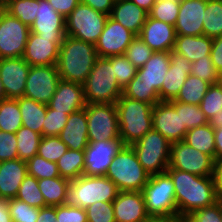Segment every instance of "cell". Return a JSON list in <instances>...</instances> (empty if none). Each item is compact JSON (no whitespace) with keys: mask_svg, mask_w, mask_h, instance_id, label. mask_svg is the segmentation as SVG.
Returning a JSON list of instances; mask_svg holds the SVG:
<instances>
[{"mask_svg":"<svg viewBox=\"0 0 222 222\" xmlns=\"http://www.w3.org/2000/svg\"><path fill=\"white\" fill-rule=\"evenodd\" d=\"M219 83L222 85V75H220Z\"/></svg>","mask_w":222,"mask_h":222,"instance_id":"89a4df30","label":"cell"},{"mask_svg":"<svg viewBox=\"0 0 222 222\" xmlns=\"http://www.w3.org/2000/svg\"><path fill=\"white\" fill-rule=\"evenodd\" d=\"M30 27L0 4V59L23 57Z\"/></svg>","mask_w":222,"mask_h":222,"instance_id":"8fae6325","label":"cell"},{"mask_svg":"<svg viewBox=\"0 0 222 222\" xmlns=\"http://www.w3.org/2000/svg\"><path fill=\"white\" fill-rule=\"evenodd\" d=\"M112 204L116 222H147L151 219L141 191H119Z\"/></svg>","mask_w":222,"mask_h":222,"instance_id":"d6986e66","label":"cell"},{"mask_svg":"<svg viewBox=\"0 0 222 222\" xmlns=\"http://www.w3.org/2000/svg\"><path fill=\"white\" fill-rule=\"evenodd\" d=\"M67 150L68 147L60 140L59 136H42L37 155L48 161L57 162Z\"/></svg>","mask_w":222,"mask_h":222,"instance_id":"f6af8a7d","label":"cell"},{"mask_svg":"<svg viewBox=\"0 0 222 222\" xmlns=\"http://www.w3.org/2000/svg\"><path fill=\"white\" fill-rule=\"evenodd\" d=\"M203 35L212 39L222 36V0H207L203 16Z\"/></svg>","mask_w":222,"mask_h":222,"instance_id":"d590c367","label":"cell"},{"mask_svg":"<svg viewBox=\"0 0 222 222\" xmlns=\"http://www.w3.org/2000/svg\"><path fill=\"white\" fill-rule=\"evenodd\" d=\"M3 8L22 23L31 27L37 13V0H5Z\"/></svg>","mask_w":222,"mask_h":222,"instance_id":"74e56055","label":"cell"},{"mask_svg":"<svg viewBox=\"0 0 222 222\" xmlns=\"http://www.w3.org/2000/svg\"><path fill=\"white\" fill-rule=\"evenodd\" d=\"M166 172L174 183L178 220H183L193 211L211 206L221 199L213 176H197L173 168H168Z\"/></svg>","mask_w":222,"mask_h":222,"instance_id":"6da1fadb","label":"cell"},{"mask_svg":"<svg viewBox=\"0 0 222 222\" xmlns=\"http://www.w3.org/2000/svg\"><path fill=\"white\" fill-rule=\"evenodd\" d=\"M27 175V163L25 161L12 159L0 162V198H15Z\"/></svg>","mask_w":222,"mask_h":222,"instance_id":"484cf974","label":"cell"},{"mask_svg":"<svg viewBox=\"0 0 222 222\" xmlns=\"http://www.w3.org/2000/svg\"><path fill=\"white\" fill-rule=\"evenodd\" d=\"M199 106L208 120L222 114V85L219 82L209 86Z\"/></svg>","mask_w":222,"mask_h":222,"instance_id":"b9f144b4","label":"cell"},{"mask_svg":"<svg viewBox=\"0 0 222 222\" xmlns=\"http://www.w3.org/2000/svg\"><path fill=\"white\" fill-rule=\"evenodd\" d=\"M207 0H182L175 24L176 35H203V16Z\"/></svg>","mask_w":222,"mask_h":222,"instance_id":"7402d4cb","label":"cell"},{"mask_svg":"<svg viewBox=\"0 0 222 222\" xmlns=\"http://www.w3.org/2000/svg\"><path fill=\"white\" fill-rule=\"evenodd\" d=\"M87 222H116L112 202H95L85 209Z\"/></svg>","mask_w":222,"mask_h":222,"instance_id":"816d5d0a","label":"cell"},{"mask_svg":"<svg viewBox=\"0 0 222 222\" xmlns=\"http://www.w3.org/2000/svg\"><path fill=\"white\" fill-rule=\"evenodd\" d=\"M208 124L213 129H221L222 128V114L214 115L210 120H208Z\"/></svg>","mask_w":222,"mask_h":222,"instance_id":"03108f58","label":"cell"},{"mask_svg":"<svg viewBox=\"0 0 222 222\" xmlns=\"http://www.w3.org/2000/svg\"><path fill=\"white\" fill-rule=\"evenodd\" d=\"M183 222H222V199L211 206L193 211Z\"/></svg>","mask_w":222,"mask_h":222,"instance_id":"681fc988","label":"cell"},{"mask_svg":"<svg viewBox=\"0 0 222 222\" xmlns=\"http://www.w3.org/2000/svg\"><path fill=\"white\" fill-rule=\"evenodd\" d=\"M215 136V162L222 161V128L214 129Z\"/></svg>","mask_w":222,"mask_h":222,"instance_id":"6125c7cd","label":"cell"},{"mask_svg":"<svg viewBox=\"0 0 222 222\" xmlns=\"http://www.w3.org/2000/svg\"><path fill=\"white\" fill-rule=\"evenodd\" d=\"M213 177L215 181L216 191L222 199V161L215 162Z\"/></svg>","mask_w":222,"mask_h":222,"instance_id":"94428289","label":"cell"},{"mask_svg":"<svg viewBox=\"0 0 222 222\" xmlns=\"http://www.w3.org/2000/svg\"><path fill=\"white\" fill-rule=\"evenodd\" d=\"M119 190L106 176L81 175L70 180L64 205L86 209L95 202H113Z\"/></svg>","mask_w":222,"mask_h":222,"instance_id":"277c9868","label":"cell"},{"mask_svg":"<svg viewBox=\"0 0 222 222\" xmlns=\"http://www.w3.org/2000/svg\"><path fill=\"white\" fill-rule=\"evenodd\" d=\"M70 180L61 176L38 180V187L47 206L64 205Z\"/></svg>","mask_w":222,"mask_h":222,"instance_id":"4dcf8cb0","label":"cell"},{"mask_svg":"<svg viewBox=\"0 0 222 222\" xmlns=\"http://www.w3.org/2000/svg\"><path fill=\"white\" fill-rule=\"evenodd\" d=\"M191 62L183 55L170 51V66L159 91L160 101L174 100L191 72Z\"/></svg>","mask_w":222,"mask_h":222,"instance_id":"44dd1931","label":"cell"},{"mask_svg":"<svg viewBox=\"0 0 222 222\" xmlns=\"http://www.w3.org/2000/svg\"><path fill=\"white\" fill-rule=\"evenodd\" d=\"M181 119L187 131L208 124V119L199 105L181 103Z\"/></svg>","mask_w":222,"mask_h":222,"instance_id":"f907efd6","label":"cell"},{"mask_svg":"<svg viewBox=\"0 0 222 222\" xmlns=\"http://www.w3.org/2000/svg\"><path fill=\"white\" fill-rule=\"evenodd\" d=\"M86 104L116 103L123 94L117 83L114 67L107 57H98L83 84Z\"/></svg>","mask_w":222,"mask_h":222,"instance_id":"52a82bcc","label":"cell"},{"mask_svg":"<svg viewBox=\"0 0 222 222\" xmlns=\"http://www.w3.org/2000/svg\"><path fill=\"white\" fill-rule=\"evenodd\" d=\"M215 161L207 154L194 149L184 141L171 144L168 168L186 171L203 177L214 175Z\"/></svg>","mask_w":222,"mask_h":222,"instance_id":"7c38bea8","label":"cell"},{"mask_svg":"<svg viewBox=\"0 0 222 222\" xmlns=\"http://www.w3.org/2000/svg\"><path fill=\"white\" fill-rule=\"evenodd\" d=\"M56 163L61 177L77 179L84 173V151L68 149Z\"/></svg>","mask_w":222,"mask_h":222,"instance_id":"e575fe53","label":"cell"},{"mask_svg":"<svg viewBox=\"0 0 222 222\" xmlns=\"http://www.w3.org/2000/svg\"><path fill=\"white\" fill-rule=\"evenodd\" d=\"M5 98V93H4V89H3V85H2V80L0 77V100Z\"/></svg>","mask_w":222,"mask_h":222,"instance_id":"a7ac6f4b","label":"cell"},{"mask_svg":"<svg viewBox=\"0 0 222 222\" xmlns=\"http://www.w3.org/2000/svg\"><path fill=\"white\" fill-rule=\"evenodd\" d=\"M29 69L30 65L23 57L0 59V77L5 98L16 99L24 95Z\"/></svg>","mask_w":222,"mask_h":222,"instance_id":"ac0fdd59","label":"cell"},{"mask_svg":"<svg viewBox=\"0 0 222 222\" xmlns=\"http://www.w3.org/2000/svg\"><path fill=\"white\" fill-rule=\"evenodd\" d=\"M120 139L123 145H132L153 129V105L124 96L115 103Z\"/></svg>","mask_w":222,"mask_h":222,"instance_id":"3957f363","label":"cell"},{"mask_svg":"<svg viewBox=\"0 0 222 222\" xmlns=\"http://www.w3.org/2000/svg\"><path fill=\"white\" fill-rule=\"evenodd\" d=\"M123 95L153 106L160 102L159 93L153 87H148L140 81L137 75L123 89Z\"/></svg>","mask_w":222,"mask_h":222,"instance_id":"f35d334b","label":"cell"},{"mask_svg":"<svg viewBox=\"0 0 222 222\" xmlns=\"http://www.w3.org/2000/svg\"><path fill=\"white\" fill-rule=\"evenodd\" d=\"M63 39L40 37L38 34L30 32L23 59L30 66L57 65Z\"/></svg>","mask_w":222,"mask_h":222,"instance_id":"e0dca14e","label":"cell"},{"mask_svg":"<svg viewBox=\"0 0 222 222\" xmlns=\"http://www.w3.org/2000/svg\"><path fill=\"white\" fill-rule=\"evenodd\" d=\"M136 35L108 16L95 48L98 57L124 55Z\"/></svg>","mask_w":222,"mask_h":222,"instance_id":"9a60e30c","label":"cell"},{"mask_svg":"<svg viewBox=\"0 0 222 222\" xmlns=\"http://www.w3.org/2000/svg\"><path fill=\"white\" fill-rule=\"evenodd\" d=\"M210 85L197 76L189 74L174 100L185 104L200 105Z\"/></svg>","mask_w":222,"mask_h":222,"instance_id":"836d02e7","label":"cell"},{"mask_svg":"<svg viewBox=\"0 0 222 222\" xmlns=\"http://www.w3.org/2000/svg\"><path fill=\"white\" fill-rule=\"evenodd\" d=\"M182 0H156L148 16L175 26Z\"/></svg>","mask_w":222,"mask_h":222,"instance_id":"60d3db41","label":"cell"},{"mask_svg":"<svg viewBox=\"0 0 222 222\" xmlns=\"http://www.w3.org/2000/svg\"><path fill=\"white\" fill-rule=\"evenodd\" d=\"M30 32L46 38L66 36L65 18L54 10L48 0H37V13Z\"/></svg>","mask_w":222,"mask_h":222,"instance_id":"ffe728a7","label":"cell"},{"mask_svg":"<svg viewBox=\"0 0 222 222\" xmlns=\"http://www.w3.org/2000/svg\"><path fill=\"white\" fill-rule=\"evenodd\" d=\"M85 109L89 143L121 140L115 103H90Z\"/></svg>","mask_w":222,"mask_h":222,"instance_id":"30bf717a","label":"cell"},{"mask_svg":"<svg viewBox=\"0 0 222 222\" xmlns=\"http://www.w3.org/2000/svg\"><path fill=\"white\" fill-rule=\"evenodd\" d=\"M154 52L173 50L176 33L173 25L147 16L138 35Z\"/></svg>","mask_w":222,"mask_h":222,"instance_id":"603a6c76","label":"cell"},{"mask_svg":"<svg viewBox=\"0 0 222 222\" xmlns=\"http://www.w3.org/2000/svg\"><path fill=\"white\" fill-rule=\"evenodd\" d=\"M183 141L215 161L214 129L209 124L188 130Z\"/></svg>","mask_w":222,"mask_h":222,"instance_id":"1f68e13d","label":"cell"},{"mask_svg":"<svg viewBox=\"0 0 222 222\" xmlns=\"http://www.w3.org/2000/svg\"><path fill=\"white\" fill-rule=\"evenodd\" d=\"M109 16L138 36L146 22L148 12L130 0H115Z\"/></svg>","mask_w":222,"mask_h":222,"instance_id":"83f0119b","label":"cell"},{"mask_svg":"<svg viewBox=\"0 0 222 222\" xmlns=\"http://www.w3.org/2000/svg\"><path fill=\"white\" fill-rule=\"evenodd\" d=\"M170 66V52H154L143 67L138 68L136 75L148 87L158 93Z\"/></svg>","mask_w":222,"mask_h":222,"instance_id":"4316f807","label":"cell"},{"mask_svg":"<svg viewBox=\"0 0 222 222\" xmlns=\"http://www.w3.org/2000/svg\"><path fill=\"white\" fill-rule=\"evenodd\" d=\"M105 176L116 184L119 191H142L150 175L142 167L132 146L123 145Z\"/></svg>","mask_w":222,"mask_h":222,"instance_id":"8992f818","label":"cell"},{"mask_svg":"<svg viewBox=\"0 0 222 222\" xmlns=\"http://www.w3.org/2000/svg\"><path fill=\"white\" fill-rule=\"evenodd\" d=\"M26 163L28 175H31L38 180L60 176L57 163L48 161L39 155H34Z\"/></svg>","mask_w":222,"mask_h":222,"instance_id":"7bdbcfd3","label":"cell"},{"mask_svg":"<svg viewBox=\"0 0 222 222\" xmlns=\"http://www.w3.org/2000/svg\"><path fill=\"white\" fill-rule=\"evenodd\" d=\"M131 146L150 176L166 172L170 163L171 143L158 131L150 130Z\"/></svg>","mask_w":222,"mask_h":222,"instance_id":"ba28073f","label":"cell"},{"mask_svg":"<svg viewBox=\"0 0 222 222\" xmlns=\"http://www.w3.org/2000/svg\"><path fill=\"white\" fill-rule=\"evenodd\" d=\"M47 105L50 109L65 112L68 115L85 108L83 85L60 80Z\"/></svg>","mask_w":222,"mask_h":222,"instance_id":"cb8c5ba5","label":"cell"},{"mask_svg":"<svg viewBox=\"0 0 222 222\" xmlns=\"http://www.w3.org/2000/svg\"><path fill=\"white\" fill-rule=\"evenodd\" d=\"M122 146L121 140H103L89 143L84 150L83 175L105 176L113 158Z\"/></svg>","mask_w":222,"mask_h":222,"instance_id":"2e32d148","label":"cell"},{"mask_svg":"<svg viewBox=\"0 0 222 222\" xmlns=\"http://www.w3.org/2000/svg\"><path fill=\"white\" fill-rule=\"evenodd\" d=\"M59 138L70 150L86 149L89 141L85 108L68 115L67 123L60 132Z\"/></svg>","mask_w":222,"mask_h":222,"instance_id":"d4e9b609","label":"cell"},{"mask_svg":"<svg viewBox=\"0 0 222 222\" xmlns=\"http://www.w3.org/2000/svg\"><path fill=\"white\" fill-rule=\"evenodd\" d=\"M107 58L110 60L112 67H114L117 83L123 90L135 77L138 69L125 57V55H116Z\"/></svg>","mask_w":222,"mask_h":222,"instance_id":"ee69618b","label":"cell"},{"mask_svg":"<svg viewBox=\"0 0 222 222\" xmlns=\"http://www.w3.org/2000/svg\"><path fill=\"white\" fill-rule=\"evenodd\" d=\"M81 3L92 7L94 10L110 15L115 0H80Z\"/></svg>","mask_w":222,"mask_h":222,"instance_id":"680465c9","label":"cell"},{"mask_svg":"<svg viewBox=\"0 0 222 222\" xmlns=\"http://www.w3.org/2000/svg\"><path fill=\"white\" fill-rule=\"evenodd\" d=\"M210 57L216 71L222 75V36L213 39Z\"/></svg>","mask_w":222,"mask_h":222,"instance_id":"9f6ffc18","label":"cell"},{"mask_svg":"<svg viewBox=\"0 0 222 222\" xmlns=\"http://www.w3.org/2000/svg\"><path fill=\"white\" fill-rule=\"evenodd\" d=\"M141 192L151 218L178 219L174 183L167 172L149 176Z\"/></svg>","mask_w":222,"mask_h":222,"instance_id":"5b68a950","label":"cell"},{"mask_svg":"<svg viewBox=\"0 0 222 222\" xmlns=\"http://www.w3.org/2000/svg\"><path fill=\"white\" fill-rule=\"evenodd\" d=\"M0 222H12L9 213V199L0 198Z\"/></svg>","mask_w":222,"mask_h":222,"instance_id":"be15d7a7","label":"cell"},{"mask_svg":"<svg viewBox=\"0 0 222 222\" xmlns=\"http://www.w3.org/2000/svg\"><path fill=\"white\" fill-rule=\"evenodd\" d=\"M9 213L12 222H36L39 208L28 205L17 198L9 199Z\"/></svg>","mask_w":222,"mask_h":222,"instance_id":"7dc6e473","label":"cell"},{"mask_svg":"<svg viewBox=\"0 0 222 222\" xmlns=\"http://www.w3.org/2000/svg\"><path fill=\"white\" fill-rule=\"evenodd\" d=\"M107 18L108 15L80 2L65 18L66 35L95 45L104 30Z\"/></svg>","mask_w":222,"mask_h":222,"instance_id":"9c48e42d","label":"cell"},{"mask_svg":"<svg viewBox=\"0 0 222 222\" xmlns=\"http://www.w3.org/2000/svg\"><path fill=\"white\" fill-rule=\"evenodd\" d=\"M15 198L26 202L28 205L33 207L43 208L47 206L38 187V179L31 175H27L24 178Z\"/></svg>","mask_w":222,"mask_h":222,"instance_id":"ab89813d","label":"cell"},{"mask_svg":"<svg viewBox=\"0 0 222 222\" xmlns=\"http://www.w3.org/2000/svg\"><path fill=\"white\" fill-rule=\"evenodd\" d=\"M56 219L58 222H87V215L83 208L59 205L56 206Z\"/></svg>","mask_w":222,"mask_h":222,"instance_id":"11a10c76","label":"cell"},{"mask_svg":"<svg viewBox=\"0 0 222 222\" xmlns=\"http://www.w3.org/2000/svg\"><path fill=\"white\" fill-rule=\"evenodd\" d=\"M36 222H58L56 219V206L39 208V216Z\"/></svg>","mask_w":222,"mask_h":222,"instance_id":"91938a15","label":"cell"},{"mask_svg":"<svg viewBox=\"0 0 222 222\" xmlns=\"http://www.w3.org/2000/svg\"><path fill=\"white\" fill-rule=\"evenodd\" d=\"M22 127V116L17 99L0 100V130L16 133Z\"/></svg>","mask_w":222,"mask_h":222,"instance_id":"d6a6232c","label":"cell"},{"mask_svg":"<svg viewBox=\"0 0 222 222\" xmlns=\"http://www.w3.org/2000/svg\"><path fill=\"white\" fill-rule=\"evenodd\" d=\"M153 129L158 131L171 144L183 141L187 133L186 126L182 125L181 102L160 101L153 106Z\"/></svg>","mask_w":222,"mask_h":222,"instance_id":"4fadbf2b","label":"cell"},{"mask_svg":"<svg viewBox=\"0 0 222 222\" xmlns=\"http://www.w3.org/2000/svg\"><path fill=\"white\" fill-rule=\"evenodd\" d=\"M68 114L50 109L47 106L46 119L43 123V137L59 136L67 123Z\"/></svg>","mask_w":222,"mask_h":222,"instance_id":"c3c4849f","label":"cell"},{"mask_svg":"<svg viewBox=\"0 0 222 222\" xmlns=\"http://www.w3.org/2000/svg\"><path fill=\"white\" fill-rule=\"evenodd\" d=\"M147 222H183V220H178V219H155L151 218Z\"/></svg>","mask_w":222,"mask_h":222,"instance_id":"003e7915","label":"cell"},{"mask_svg":"<svg viewBox=\"0 0 222 222\" xmlns=\"http://www.w3.org/2000/svg\"><path fill=\"white\" fill-rule=\"evenodd\" d=\"M97 59L94 44L66 35L57 62L60 79L83 85Z\"/></svg>","mask_w":222,"mask_h":222,"instance_id":"7a4b0ae2","label":"cell"},{"mask_svg":"<svg viewBox=\"0 0 222 222\" xmlns=\"http://www.w3.org/2000/svg\"><path fill=\"white\" fill-rule=\"evenodd\" d=\"M60 80L57 65L30 66L23 96L48 104Z\"/></svg>","mask_w":222,"mask_h":222,"instance_id":"5bb4252c","label":"cell"},{"mask_svg":"<svg viewBox=\"0 0 222 222\" xmlns=\"http://www.w3.org/2000/svg\"><path fill=\"white\" fill-rule=\"evenodd\" d=\"M12 159H18L16 134L0 130V162Z\"/></svg>","mask_w":222,"mask_h":222,"instance_id":"db71d44e","label":"cell"},{"mask_svg":"<svg viewBox=\"0 0 222 222\" xmlns=\"http://www.w3.org/2000/svg\"><path fill=\"white\" fill-rule=\"evenodd\" d=\"M54 10L66 18L80 3V0H48Z\"/></svg>","mask_w":222,"mask_h":222,"instance_id":"6f0895ef","label":"cell"},{"mask_svg":"<svg viewBox=\"0 0 222 222\" xmlns=\"http://www.w3.org/2000/svg\"><path fill=\"white\" fill-rule=\"evenodd\" d=\"M191 75L197 76L210 84L219 82L220 74L216 71L211 59H199L191 62Z\"/></svg>","mask_w":222,"mask_h":222,"instance_id":"f5cc1de1","label":"cell"},{"mask_svg":"<svg viewBox=\"0 0 222 222\" xmlns=\"http://www.w3.org/2000/svg\"><path fill=\"white\" fill-rule=\"evenodd\" d=\"M154 51L136 36L125 51V57L138 69L144 66Z\"/></svg>","mask_w":222,"mask_h":222,"instance_id":"bcb514c9","label":"cell"},{"mask_svg":"<svg viewBox=\"0 0 222 222\" xmlns=\"http://www.w3.org/2000/svg\"><path fill=\"white\" fill-rule=\"evenodd\" d=\"M135 3L138 7L144 9L146 12H149L153 7L156 0H130Z\"/></svg>","mask_w":222,"mask_h":222,"instance_id":"e7e4bbea","label":"cell"},{"mask_svg":"<svg viewBox=\"0 0 222 222\" xmlns=\"http://www.w3.org/2000/svg\"><path fill=\"white\" fill-rule=\"evenodd\" d=\"M213 39L208 36L176 35L173 51L183 55L190 62L211 59Z\"/></svg>","mask_w":222,"mask_h":222,"instance_id":"f1b7e54d","label":"cell"},{"mask_svg":"<svg viewBox=\"0 0 222 222\" xmlns=\"http://www.w3.org/2000/svg\"><path fill=\"white\" fill-rule=\"evenodd\" d=\"M18 159L27 162L37 155L42 135L22 126L16 133Z\"/></svg>","mask_w":222,"mask_h":222,"instance_id":"8d00e7d4","label":"cell"},{"mask_svg":"<svg viewBox=\"0 0 222 222\" xmlns=\"http://www.w3.org/2000/svg\"><path fill=\"white\" fill-rule=\"evenodd\" d=\"M16 99L22 116V126L43 136V123L46 119L48 105L25 96Z\"/></svg>","mask_w":222,"mask_h":222,"instance_id":"f546056e","label":"cell"}]
</instances>
